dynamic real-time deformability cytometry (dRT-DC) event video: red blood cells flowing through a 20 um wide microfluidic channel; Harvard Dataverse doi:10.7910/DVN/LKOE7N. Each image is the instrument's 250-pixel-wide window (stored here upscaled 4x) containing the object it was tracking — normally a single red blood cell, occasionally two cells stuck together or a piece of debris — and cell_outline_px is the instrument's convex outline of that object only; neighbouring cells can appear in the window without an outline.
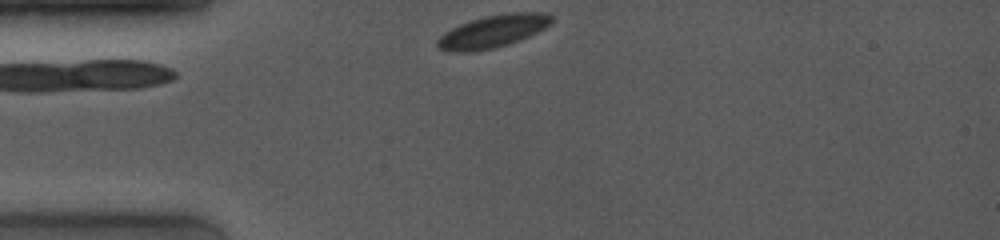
{"species": "common noctule bat (a hibernating species)", "species_latin": "Nyctalus noctula", "temperature_condition": "room temperature", "stored_images_in_passage": 11, "camera_frame_rate_fps": 4000, "um_per_image_px": 0.085, "animal": {"sex": "female", "body_mass_g": 19.0, "forearm_length_mm": 53.3}, "frame": {"image": 1, "passage_image": 1, "time_ms": 0.0, "image_size_px": [1000, 240], "cell_outline_px": [[552, 24], [520, 40], [508, 44], [492, 48], [468, 52], [456, 52], [436, 48], [436, 40], [444, 32], [460, 24], [472, 20], [488, 16], [512, 12], [548, 12], [552, 16]], "centroid_in_image_um": [41.9, 2.66], "position_along_channel_um": 43.1, "area_um2": 21.5}}
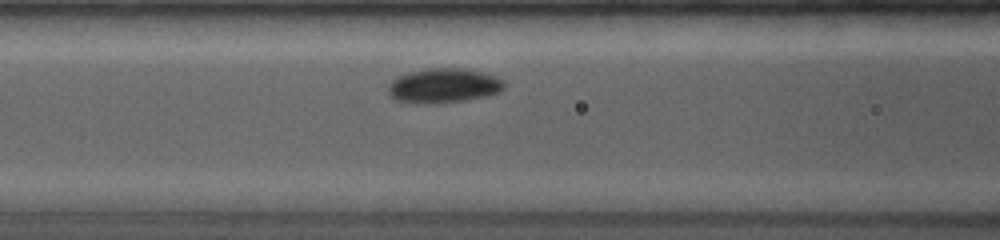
{"frame": {"image": 2, "passage_image": 8, "time_ms": 2.75, "image_size_px": [1000, 240], "cell_outline_px": [[504, 88], [500, 92], [488, 96], [464, 100], [432, 104], [416, 104], [396, 100], [388, 92], [388, 84], [392, 80], [400, 76], [412, 72], [432, 68], [460, 68], [480, 72], [496, 76], [504, 84]], "centroid_in_image_um": [37.7, 7.3], "position_along_channel_um": 128.9, "area_um2": 23.18}}